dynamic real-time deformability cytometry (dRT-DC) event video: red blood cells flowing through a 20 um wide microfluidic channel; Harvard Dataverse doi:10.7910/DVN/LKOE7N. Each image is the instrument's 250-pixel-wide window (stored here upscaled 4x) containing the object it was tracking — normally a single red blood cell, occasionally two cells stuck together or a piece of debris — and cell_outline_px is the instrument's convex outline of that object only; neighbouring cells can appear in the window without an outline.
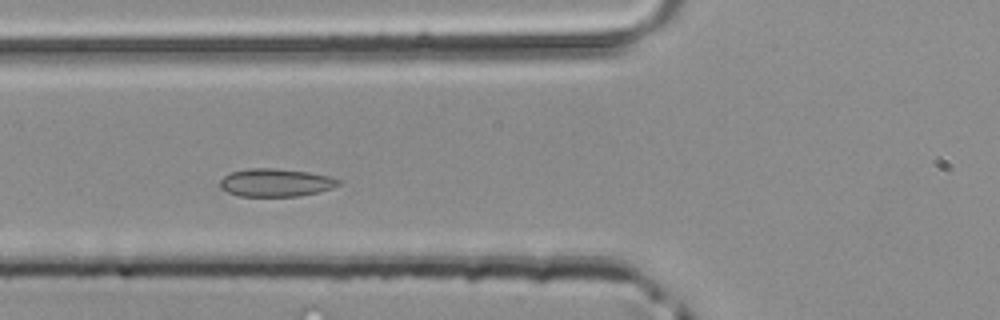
{"species": "common noctule bat (a hibernating species)", "species_latin": "Nyctalus noctula", "temperature_condition": "room temperature", "stored_images_in_passage": 41, "camera_frame_rate_fps": 3000, "um_per_image_px": 0.085, "animal": {"sex": "male", "body_mass_g": 20.4}, "frame": {"image": 1, "passage_image": 11, "time_ms": 3.333, "image_size_px": [1000, 320], "cell_outline_px": [[344, 180], [340, 184], [332, 188], [320, 192], [300, 196], [240, 196], [228, 192], [220, 188], [220, 180], [224, 176], [232, 172], [252, 168], [272, 168], [308, 172], [328, 176]], "centroid_in_image_um": [23.47, 15.53], "position_along_channel_um": 102.3, "area_um2": 19.31}}
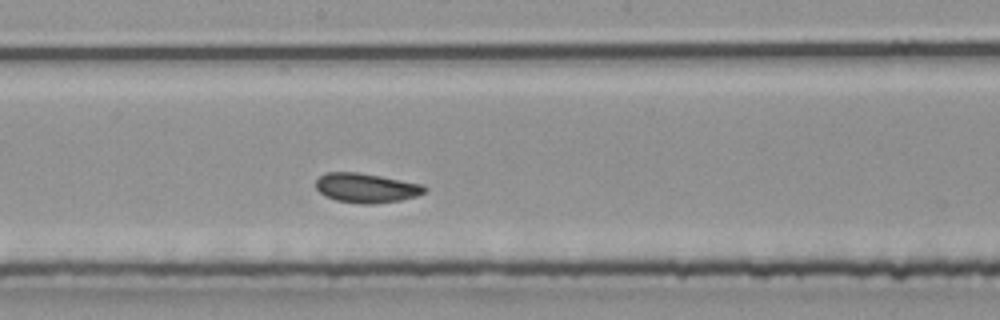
{"frame": {"image": 2, "passage_image": 19, "time_ms": 6.0, "image_size_px": [1000, 320], "cell_outline_px": [[428, 188], [424, 192], [416, 196], [400, 200], [372, 204], [364, 204], [336, 200], [324, 196], [316, 188], [316, 180], [320, 176], [328, 172], [356, 172], [380, 176], [424, 184]], "centroid_in_image_um": [31.14, 15.97], "position_along_channel_um": 217.1, "area_um2": 18.61}}
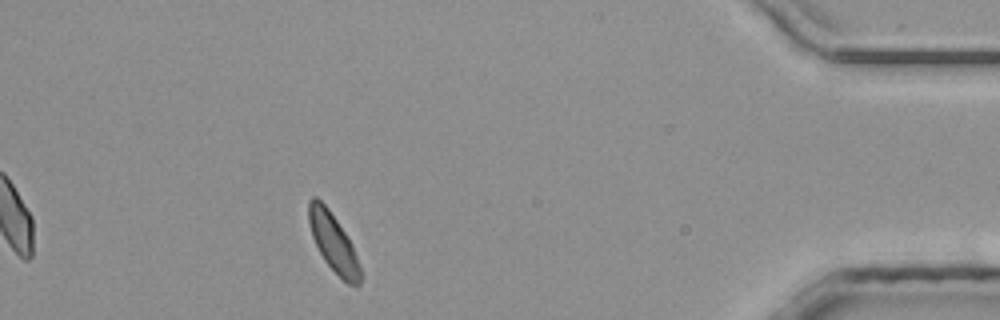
{"frame": {"image": 3, "passage_image": 36, "time_ms": 11.667, "image_size_px": [1000, 320], "cell_outline_px": [[364, 276], [360, 284], [356, 288], [348, 284], [324, 260], [312, 236], [308, 224], [308, 200], [312, 196], [316, 196], [328, 208], [352, 244]], "centroid_in_image_um": [28.35, 20.64], "position_along_channel_um": 406.8, "area_um2": 17.57}}